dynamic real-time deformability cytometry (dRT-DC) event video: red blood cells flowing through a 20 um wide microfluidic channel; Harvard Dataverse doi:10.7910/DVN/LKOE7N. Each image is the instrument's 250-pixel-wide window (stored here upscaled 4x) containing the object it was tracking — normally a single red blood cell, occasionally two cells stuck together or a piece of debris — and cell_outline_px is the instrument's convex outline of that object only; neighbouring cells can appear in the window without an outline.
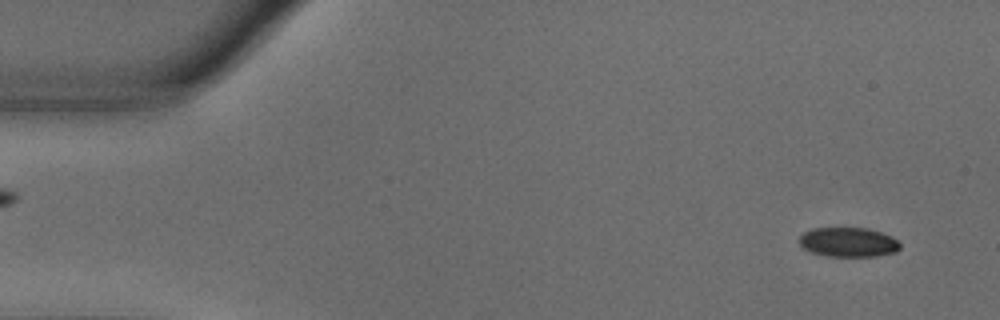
{"species": "common noctule bat (a hibernating species)", "species_latin": "Nyctalus noctula", "temperature_condition": "warm", "stored_images_in_passage": 15, "camera_frame_rate_fps": 3000, "um_per_image_px": 0.085, "animal": {"sex": "male", "body_mass_g": 18.8}, "frame": {"image": 1, "passage_image": 3, "time_ms": 0.667, "image_size_px": [1000, 320], "cell_outline_px": [[900, 248], [896, 252], [876, 256], [828, 256], [812, 252], [804, 248], [800, 244], [800, 236], [804, 232], [812, 228], [868, 228], [892, 236], [900, 244]], "centroid_in_image_um": [72.12, 20.58], "position_along_channel_um": 12.9, "area_um2": 17.22}}